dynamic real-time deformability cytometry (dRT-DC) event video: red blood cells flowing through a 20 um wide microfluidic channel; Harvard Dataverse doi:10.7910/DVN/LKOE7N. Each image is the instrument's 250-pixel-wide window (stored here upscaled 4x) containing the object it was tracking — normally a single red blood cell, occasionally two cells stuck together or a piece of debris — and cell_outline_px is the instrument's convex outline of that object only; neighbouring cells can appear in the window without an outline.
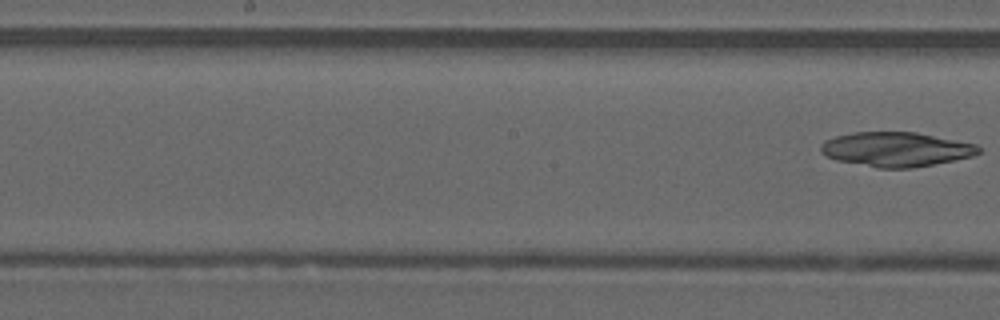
{"species": "common noctule bat (a hibernating species)", "species_latin": "Nyctalus noctula", "temperature_condition": "warm", "stored_images_in_passage": 8, "segment_of_instrument_passage": [2, 2], "camera_frame_rate_fps": 3000, "um_per_image_px": 0.085, "animal": {"sex": "male", "forearm_length_mm": 52.5}, "frame": {"image": 1, "passage_image": 8, "time_ms": 2.333, "image_size_px": [1000, 320], "cell_outline_px": [[984, 148], [980, 152], [972, 156], [912, 168], [876, 168], [836, 160], [820, 152], [820, 144], [824, 140], [836, 136], [856, 132], [916, 132], [976, 144]], "centroid_in_image_um": [76.15, 12.69], "position_along_channel_um": 172.0, "area_um2": 31.67}}